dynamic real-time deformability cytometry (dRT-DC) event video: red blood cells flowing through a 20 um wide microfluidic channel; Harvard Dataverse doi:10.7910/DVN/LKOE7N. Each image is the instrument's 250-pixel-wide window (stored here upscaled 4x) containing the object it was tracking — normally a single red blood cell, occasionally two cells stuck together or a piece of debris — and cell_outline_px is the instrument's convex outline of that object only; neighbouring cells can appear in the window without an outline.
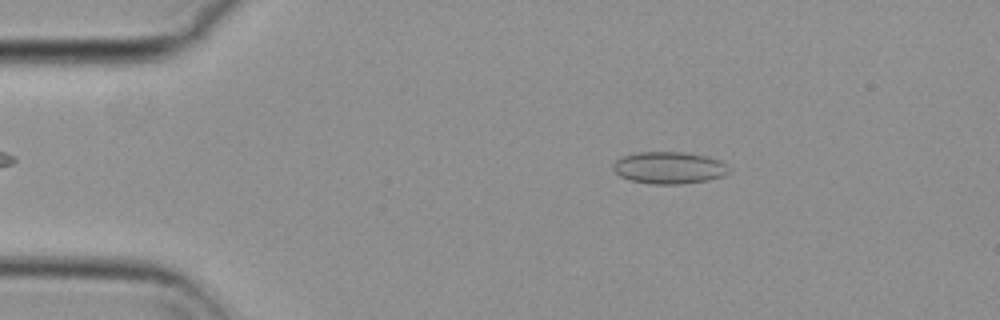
{"species": "common noctule bat (a hibernating species)", "species_latin": "Nyctalus noctula", "temperature_condition": "cold", "stored_images_in_passage": 43, "camera_frame_rate_fps": 3000, "um_per_image_px": 0.085, "animal": {"sex": "female", "body_mass_g": 29.2, "forearm_length_mm": 56.3}, "frame": {"image": 1, "passage_image": 3, "time_ms": 0.667, "image_size_px": [1000, 320], "cell_outline_px": [[728, 172], [724, 176], [708, 180], [680, 184], [652, 184], [632, 180], [620, 176], [612, 168], [612, 164], [616, 160], [624, 156], [636, 152], [688, 152], [720, 160], [728, 168]], "centroid_in_image_um": [56.86, 14.25], "position_along_channel_um": 28.1, "area_um2": 21.5}}
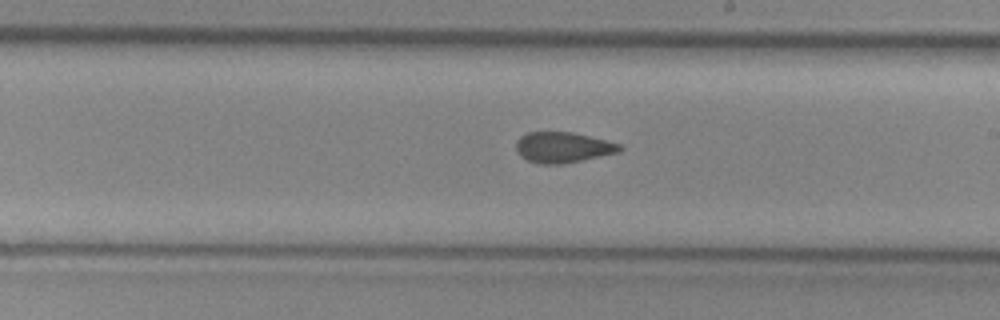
{"frame": {"image": 2, "passage_image": 25, "time_ms": 8.0, "image_size_px": [1000, 320], "cell_outline_px": [[624, 148], [620, 152], [564, 164], [540, 164], [528, 160], [520, 156], [516, 148], [516, 140], [520, 136], [528, 132], [572, 132], [620, 144]], "centroid_in_image_um": [47.84, 12.53], "position_along_channel_um": 241.2, "area_um2": 18.5}}
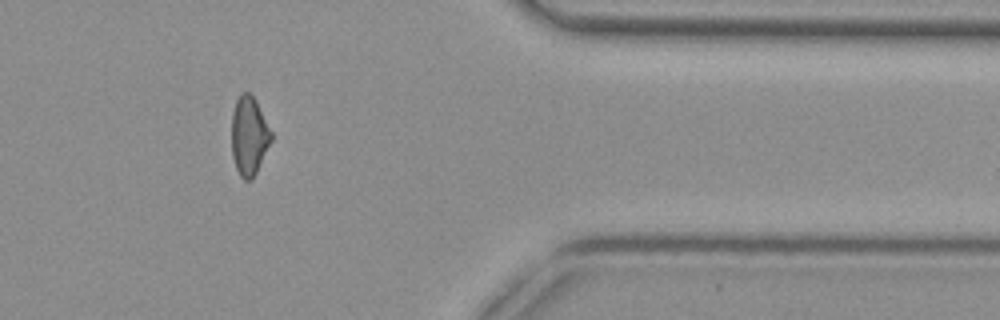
{"frame": {"image": 3, "passage_image": 39, "time_ms": 12.667, "image_size_px": [1000, 320], "cell_outline_px": [[272, 140], [252, 180], [244, 180], [240, 176], [236, 168], [232, 156], [232, 112], [236, 100], [240, 92], [248, 92], [256, 100], [272, 132]], "centroid_in_image_um": [21.17, 11.54], "position_along_channel_um": 390.2, "area_um2": 18.21}, "authors_computed_cell_mechanics": {"area_um2": 19.074, "velocity_mm_per_s": 3.6929, "shape_relaxation_time_tau1_ms": null, "shape_relaxation_time_tau2_ms": 2.2415, "deformation_change_tau1": null, "deformation_change_tau2": 0.0731}}